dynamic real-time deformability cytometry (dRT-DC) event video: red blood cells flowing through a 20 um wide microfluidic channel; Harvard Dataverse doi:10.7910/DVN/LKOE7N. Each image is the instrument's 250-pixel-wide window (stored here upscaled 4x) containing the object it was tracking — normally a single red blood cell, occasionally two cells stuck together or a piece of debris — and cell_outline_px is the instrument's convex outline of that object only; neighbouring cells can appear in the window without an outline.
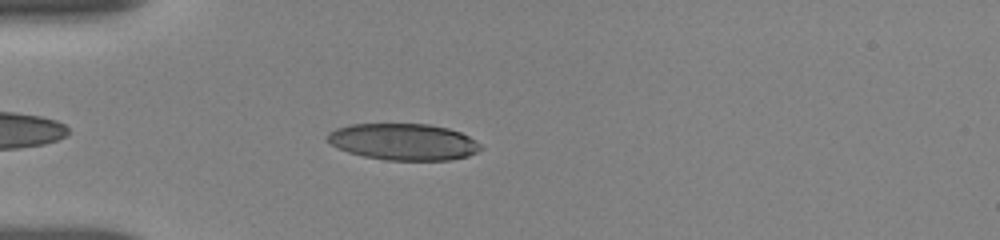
{"species": "human", "species_latin": "Homo sapiens", "temperature_condition": "room temperature", "stored_images_in_passage": 39, "camera_frame_rate_fps": 3000, "um_per_image_px": 0.085, "donor": {"sex": "female"}, "frame": {"image": 1, "passage_image": 5, "time_ms": 1.333, "image_size_px": [1000, 240], "cell_outline_px": [[484, 148], [468, 156], [448, 160], [384, 160], [364, 156], [348, 152], [332, 144], [328, 140], [328, 132], [336, 128], [352, 124], [428, 124], [448, 128], [460, 132], [468, 136], [480, 144]], "centroid_in_image_um": [34.31, 12.05], "position_along_channel_um": 50.7, "area_um2": 32.48}}
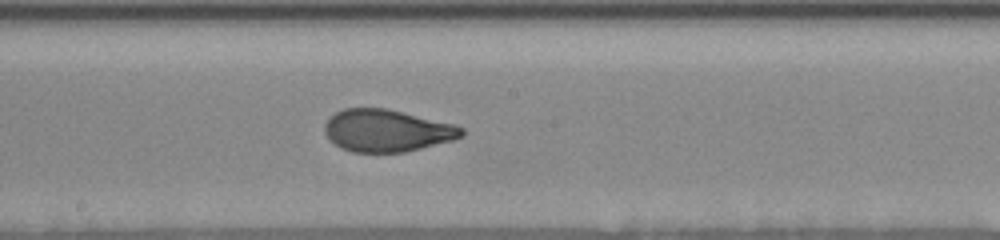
{"frame": {"image": 2, "passage_image": 19, "time_ms": 6.0, "image_size_px": [1000, 240], "cell_outline_px": [[464, 136], [456, 140], [404, 152], [352, 152], [340, 148], [328, 140], [324, 132], [324, 124], [336, 112], [344, 108], [384, 108], [456, 124], [464, 128]], "centroid_in_image_um": [32.9, 11.11], "position_along_channel_um": 215.3, "area_um2": 33.93}}
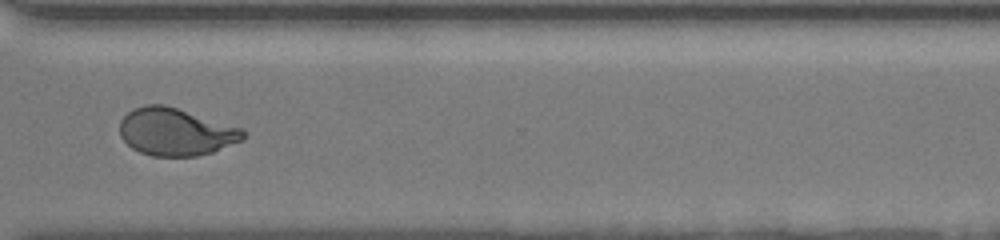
{"frame": {"image": 3, "passage_image": 30, "time_ms": 9.667, "image_size_px": [1000, 240], "cell_outline_px": [[248, 132], [244, 140], [212, 152], [196, 156], [152, 156], [140, 152], [132, 148], [120, 136], [120, 120], [128, 112], [144, 104], [164, 104], [244, 128]], "centroid_in_image_um": [14.98, 11.2], "position_along_channel_um": 355.6, "area_um2": 34.39}, "authors_computed_cell_mechanics": {"area_um2": 33.9286, "velocity_mm_per_s": 3.8344, "shape_relaxation_time_tau1_ms": 4.2513, "shape_relaxation_time_tau2_ms": 0.7766, "deformation_change_tau1": 0.171, "deformation_change_tau2": 0.062}}